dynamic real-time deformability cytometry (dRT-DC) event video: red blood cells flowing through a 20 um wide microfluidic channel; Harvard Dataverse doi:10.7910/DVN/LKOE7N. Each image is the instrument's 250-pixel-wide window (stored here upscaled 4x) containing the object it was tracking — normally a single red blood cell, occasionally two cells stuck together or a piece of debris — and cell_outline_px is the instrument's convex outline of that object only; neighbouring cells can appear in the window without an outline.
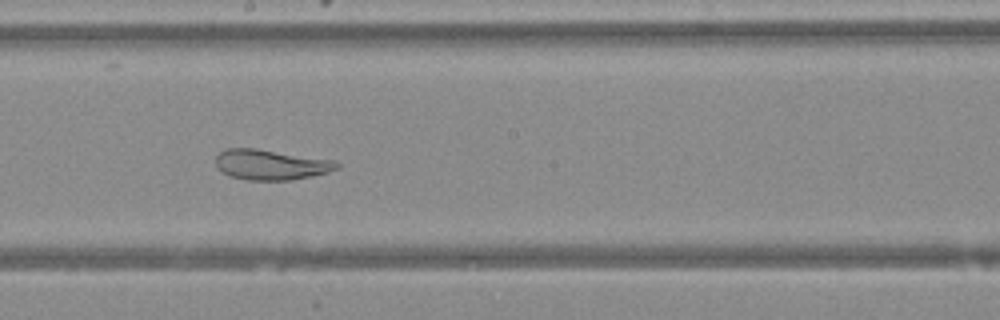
{"species": "Egyptian fruit bat (a non-hibernating species)", "species_latin": "Rousettus aegyptiacus", "temperature_condition": "warm", "stored_images_in_passage": 44, "camera_frame_rate_fps": 3000, "um_per_image_px": 0.085, "animal": {"sex": "female"}, "frame": {"image": 1, "passage_image": 23, "time_ms": 7.333, "image_size_px": [1000, 320], "cell_outline_px": [[340, 168], [328, 172], [312, 176], [292, 180], [248, 180], [228, 176], [216, 164], [216, 156], [220, 152], [228, 148], [256, 148], [336, 160], [340, 164]], "centroid_in_image_um": [23.07, 13.99], "position_along_channel_um": 225.1, "area_um2": 21.5}}
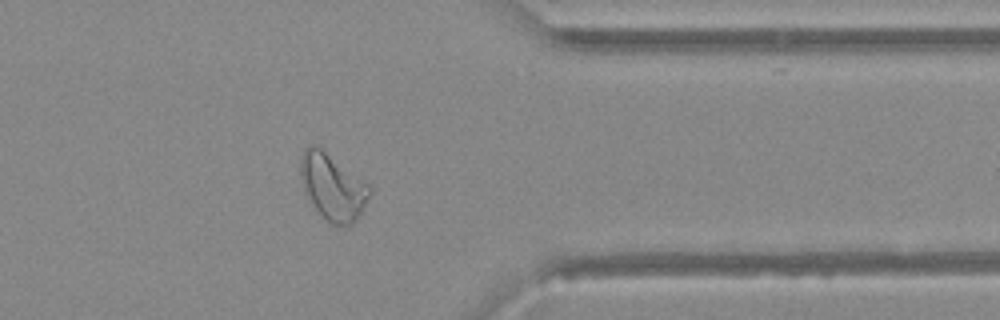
{"frame": {"image": 2, "passage_image": 35, "time_ms": 11.333, "image_size_px": [1000, 320], "cell_outline_px": [[372, 192], [364, 208], [356, 220], [352, 224], [332, 224], [324, 220], [312, 204], [304, 192], [300, 176], [300, 156], [312, 144], [320, 148], [368, 184], [372, 188]], "centroid_in_image_um": [28.27, 15.92], "position_along_channel_um": 383.1, "area_um2": 26.3}}
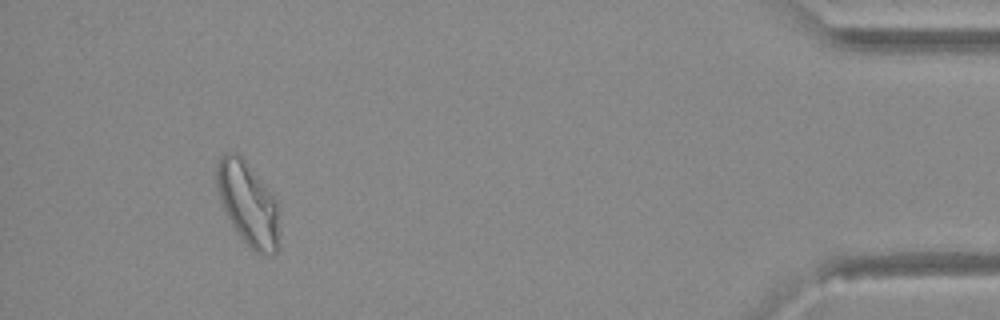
{"frame": {"image": 3, "passage_image": 41, "time_ms": 13.333, "image_size_px": [1000, 320], "cell_outline_px": [[280, 248], [276, 252], [264, 256], [256, 252], [240, 236], [224, 212], [220, 200], [216, 184], [216, 160], [224, 152], [236, 152], [244, 160], [264, 184], [276, 200], [280, 208]], "centroid_in_image_um": [21.11, 17.33], "position_along_channel_um": 414.1, "area_um2": 30.92}}